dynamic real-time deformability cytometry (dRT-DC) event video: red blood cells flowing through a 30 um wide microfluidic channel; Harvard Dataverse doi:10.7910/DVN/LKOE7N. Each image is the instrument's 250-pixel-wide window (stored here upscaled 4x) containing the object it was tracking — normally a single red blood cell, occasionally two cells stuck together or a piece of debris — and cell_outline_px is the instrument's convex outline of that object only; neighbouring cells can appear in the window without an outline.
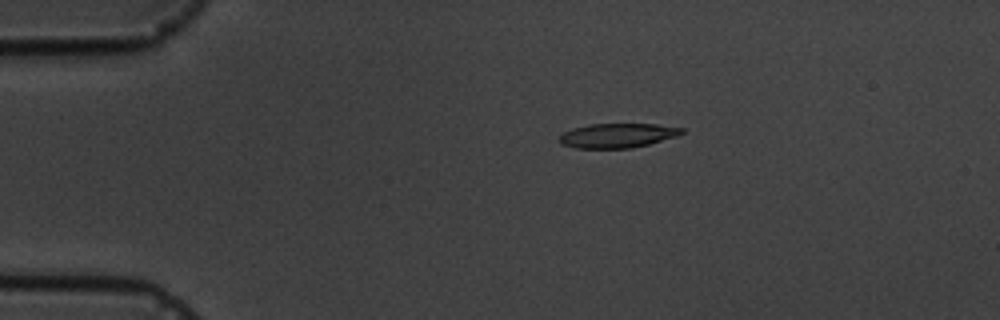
{"species": "common noctule bat (a hibernating species)", "species_latin": "Nyctalus noctula", "temperature_condition": "cold", "stored_images_in_passage": 7, "camera_frame_rate_fps": 3000, "um_per_image_px": 0.085, "animal": {"sex": "male", "body_mass_g": 19.5, "forearm_length_mm": 54.6}, "frame": {"image": 1, "passage_image": 4, "time_ms": 3.333, "image_size_px": [1000, 320], "cell_outline_px": [[684, 132], [676, 136], [648, 144], [632, 148], [576, 148], [560, 144], [556, 140], [564, 132], [572, 128], [588, 124], [656, 124], [684, 128]], "centroid_in_image_um": [52.44, 11.52], "position_along_channel_um": 32.6, "area_um2": 17.46}}
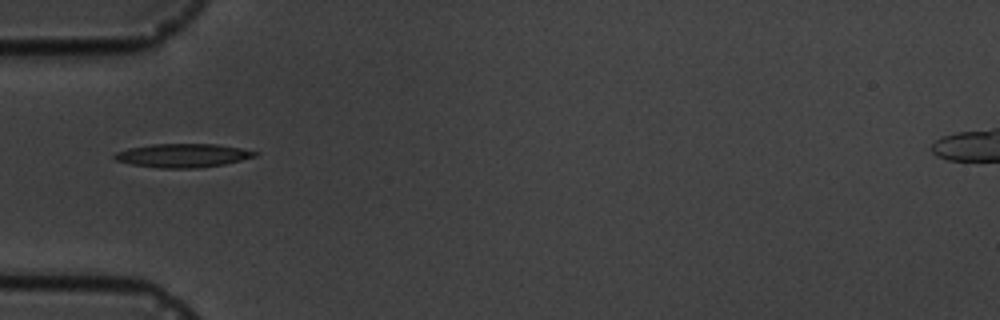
{"frame": {"image": 2, "passage_image": 6, "time_ms": 5.667, "image_size_px": [1000, 320], "cell_outline_px": [[260, 152], [256, 156], [224, 164], [196, 168], [160, 168], [132, 164], [116, 160], [112, 156], [116, 152], [128, 148], [152, 144], [216, 144], [240, 148]], "centroid_in_image_um": [15.53, 13.21], "position_along_channel_um": 69.5, "area_um2": 19.25}}
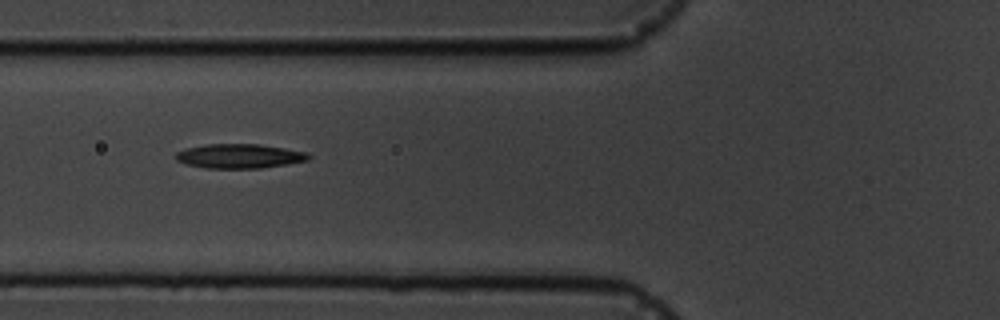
{"frame": {"image": 3, "passage_image": 7, "time_ms": 6.667, "image_size_px": [1000, 320], "cell_outline_px": [[312, 156], [308, 160], [288, 164], [260, 168], [208, 168], [184, 164], [176, 160], [176, 152], [184, 148], [204, 144], [260, 144], [308, 152]], "centroid_in_image_um": [20.34, 13.26], "position_along_channel_um": 105.5, "area_um2": 19.02}}